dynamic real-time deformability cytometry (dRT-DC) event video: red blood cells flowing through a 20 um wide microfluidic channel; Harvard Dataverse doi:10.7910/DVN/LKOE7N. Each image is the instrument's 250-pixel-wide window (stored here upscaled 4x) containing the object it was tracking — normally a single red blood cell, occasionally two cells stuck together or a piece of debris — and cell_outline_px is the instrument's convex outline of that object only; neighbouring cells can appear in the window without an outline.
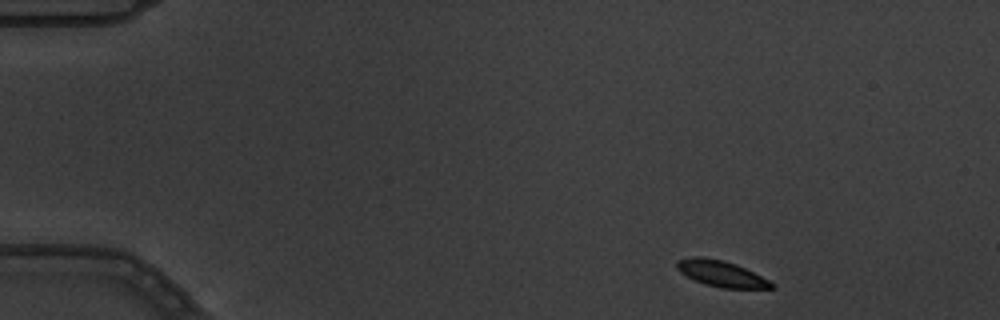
{"species": "common noctule bat (a hibernating species)", "species_latin": "Nyctalus noctula", "temperature_condition": "warm", "stored_images_in_passage": 4, "camera_frame_rate_fps": 3000, "um_per_image_px": 0.085, "animal": {"sex": "male", "body_mass_g": 19.5, "forearm_length_mm": 54.6}, "frame": {"image": 1, "passage_image": 1, "time_ms": 0.0, "image_size_px": [1000, 320], "cell_outline_px": [[776, 288], [720, 288], [704, 284], [680, 272], [676, 268], [676, 260], [692, 256], [704, 256], [724, 260], [736, 264], [776, 284]], "centroid_in_image_um": [61.28, 23.24], "position_along_channel_um": 23.7, "area_um2": 14.39}}
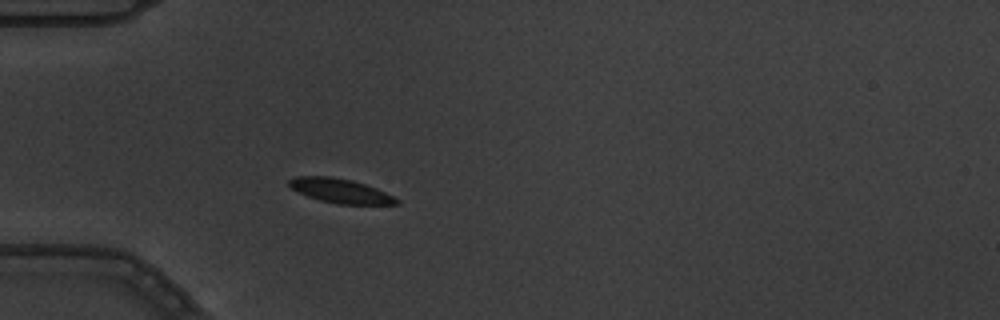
{"frame": {"image": 2, "passage_image": 4, "time_ms": 1.0, "image_size_px": [1000, 320], "cell_outline_px": [[400, 204], [336, 204], [320, 200], [308, 196], [292, 188], [288, 184], [288, 180], [296, 176], [332, 176], [352, 180], [376, 188], [400, 200]], "centroid_in_image_um": [28.93, 16.21], "position_along_channel_um": 56.1, "area_um2": 15.09}}